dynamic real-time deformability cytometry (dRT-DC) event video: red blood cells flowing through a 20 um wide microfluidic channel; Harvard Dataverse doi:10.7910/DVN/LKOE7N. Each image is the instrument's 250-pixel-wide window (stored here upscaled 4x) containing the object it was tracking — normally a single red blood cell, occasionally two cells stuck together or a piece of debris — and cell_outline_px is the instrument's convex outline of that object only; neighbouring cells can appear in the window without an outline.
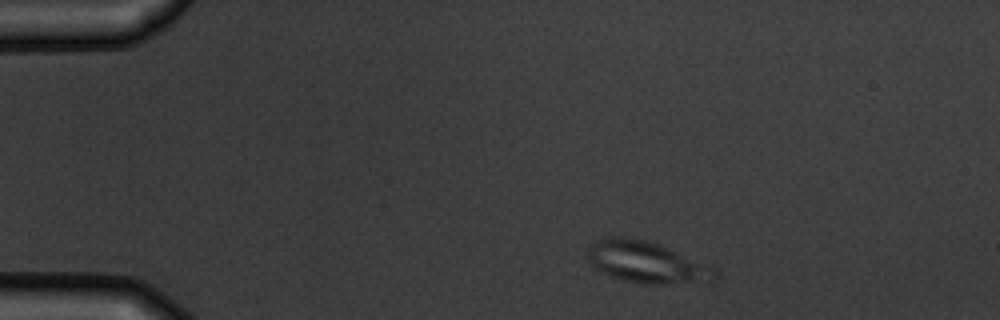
{"species": "common noctule bat (a hibernating species)", "species_latin": "Nyctalus noctula", "temperature_condition": "warm", "stored_images_in_passage": 3, "camera_frame_rate_fps": 3000, "um_per_image_px": 0.085, "animal": {"sex": "male", "body_mass_g": 19.5, "forearm_length_mm": 54.6}, "frame": {"image": 1, "passage_image": 1, "time_ms": 0.0, "image_size_px": [1000, 320], "cell_outline_px": [[716, 280], [712, 284], [640, 284], [620, 280], [608, 276], [596, 268], [588, 260], [588, 244], [596, 240], [608, 236], [620, 236], [648, 240], [660, 244], [716, 268]], "centroid_in_image_um": [55.0, 22.32], "position_along_channel_um": 30.0, "area_um2": 31.79}}